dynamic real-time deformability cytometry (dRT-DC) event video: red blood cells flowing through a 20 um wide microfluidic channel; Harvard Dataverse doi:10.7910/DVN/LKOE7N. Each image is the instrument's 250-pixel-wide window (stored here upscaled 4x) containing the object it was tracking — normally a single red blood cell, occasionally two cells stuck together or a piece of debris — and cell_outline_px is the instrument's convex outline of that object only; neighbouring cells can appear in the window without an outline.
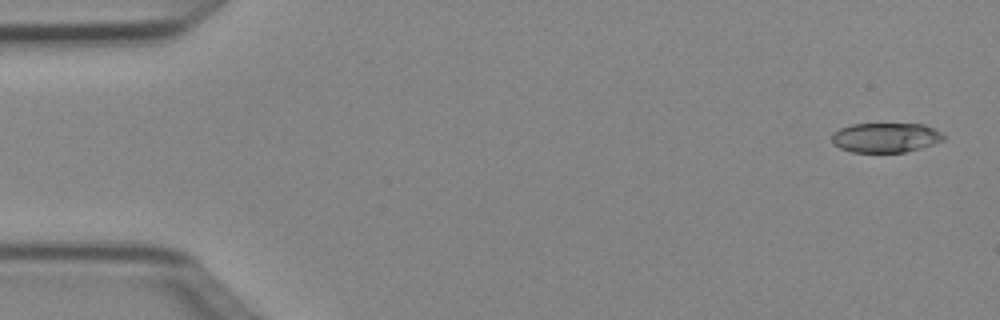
{"species": "Egyptian fruit bat (a non-hibernating species)", "species_latin": "Rousettus aegyptiacus", "temperature_condition": "cold", "stored_images_in_passage": 2, "segment_of_instrument_passage": [2, 2], "camera_frame_rate_fps": 3000, "um_per_image_px": 0.085, "animal": {"sex": "female"}, "frame": {"image": 1, "passage_image": 2, "time_ms": 0.333, "image_size_px": [1000, 320], "cell_outline_px": [[948, 136], [944, 140], [920, 148], [904, 152], [852, 152], [840, 148], [832, 144], [832, 136], [840, 128], [852, 124], [924, 124]], "centroid_in_image_um": [75.29, 11.69], "position_along_channel_um": 9.7, "area_um2": 19.25}}